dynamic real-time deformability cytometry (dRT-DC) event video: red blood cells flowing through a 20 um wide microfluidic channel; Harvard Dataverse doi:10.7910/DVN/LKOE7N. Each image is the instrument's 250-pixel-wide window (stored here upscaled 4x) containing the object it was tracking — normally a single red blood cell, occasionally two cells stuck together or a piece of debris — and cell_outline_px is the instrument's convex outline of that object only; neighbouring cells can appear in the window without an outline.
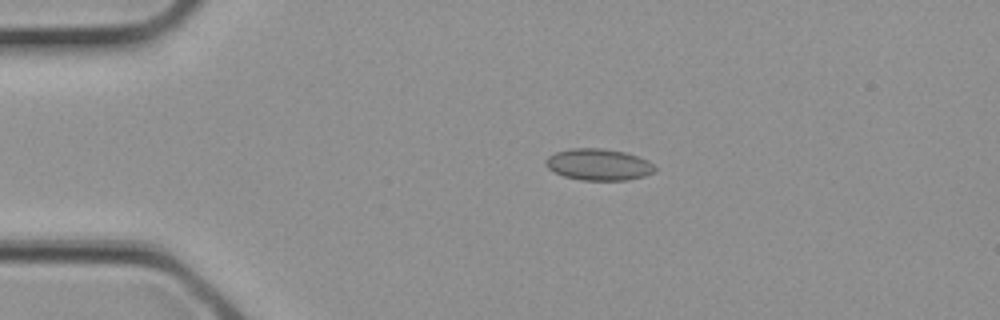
{"species": "common noctule bat (a hibernating species)", "species_latin": "Nyctalus noctula", "temperature_condition": "cold", "stored_images_in_passage": 2, "camera_frame_rate_fps": 3000, "um_per_image_px": 0.085, "animal": {"sex": "female", "body_mass_g": 21.9}, "frame": {"image": 1, "passage_image": 2, "time_ms": 0.333, "image_size_px": [1000, 320], "cell_outline_px": [[656, 168], [652, 172], [644, 176], [628, 180], [580, 180], [564, 176], [548, 168], [544, 164], [544, 160], [548, 156], [556, 152], [568, 148], [604, 148], [624, 152], [648, 160]], "centroid_in_image_um": [50.84, 13.98], "position_along_channel_um": 34.2, "area_um2": 20.06}}